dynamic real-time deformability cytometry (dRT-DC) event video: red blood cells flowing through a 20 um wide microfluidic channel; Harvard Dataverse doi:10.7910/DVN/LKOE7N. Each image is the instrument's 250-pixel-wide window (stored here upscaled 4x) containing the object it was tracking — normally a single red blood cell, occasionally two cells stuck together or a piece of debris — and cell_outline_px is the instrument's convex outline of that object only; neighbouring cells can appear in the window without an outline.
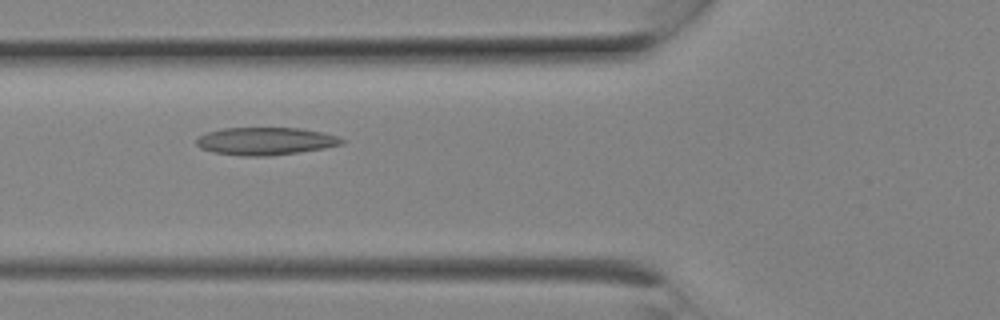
{"species": "Egyptian fruit bat (a non-hibernating species)", "species_latin": "Rousettus aegyptiacus", "temperature_condition": "room temperature", "stored_images_in_passage": 9, "camera_frame_rate_fps": 3000, "um_per_image_px": 0.085, "animal": {"sex": "female"}, "frame": {"image": 1, "passage_image": 8, "time_ms": 2.333, "image_size_px": [1000, 320], "cell_outline_px": [[344, 144], [324, 148], [268, 156], [244, 156], [212, 152], [200, 148], [196, 144], [196, 140], [200, 136], [208, 132], [224, 128], [300, 128], [340, 136], [344, 140]], "centroid_in_image_um": [22.57, 12.0], "position_along_channel_um": 103.2, "area_um2": 23.29}}
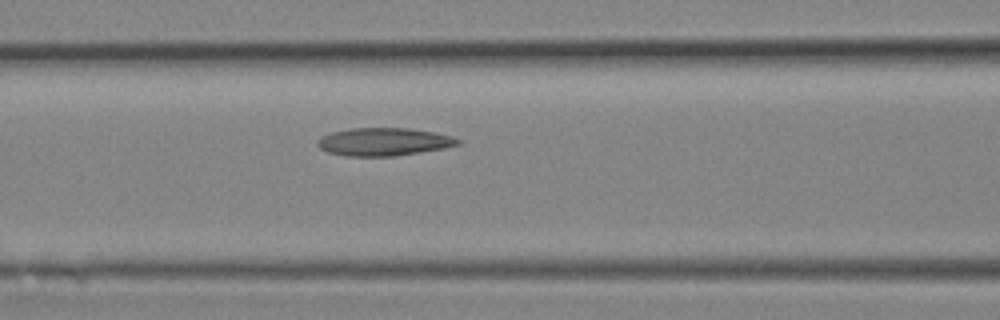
{"frame": {"image": 2, "passage_image": 9, "time_ms": 2.667, "image_size_px": [1000, 320], "cell_outline_px": [[460, 144], [444, 148], [396, 156], [344, 156], [328, 152], [320, 148], [316, 144], [316, 140], [320, 136], [332, 132], [348, 128], [408, 128], [432, 132], [452, 136], [460, 140]], "centroid_in_image_um": [32.57, 12.05], "position_along_channel_um": 134.0, "area_um2": 22.89}}